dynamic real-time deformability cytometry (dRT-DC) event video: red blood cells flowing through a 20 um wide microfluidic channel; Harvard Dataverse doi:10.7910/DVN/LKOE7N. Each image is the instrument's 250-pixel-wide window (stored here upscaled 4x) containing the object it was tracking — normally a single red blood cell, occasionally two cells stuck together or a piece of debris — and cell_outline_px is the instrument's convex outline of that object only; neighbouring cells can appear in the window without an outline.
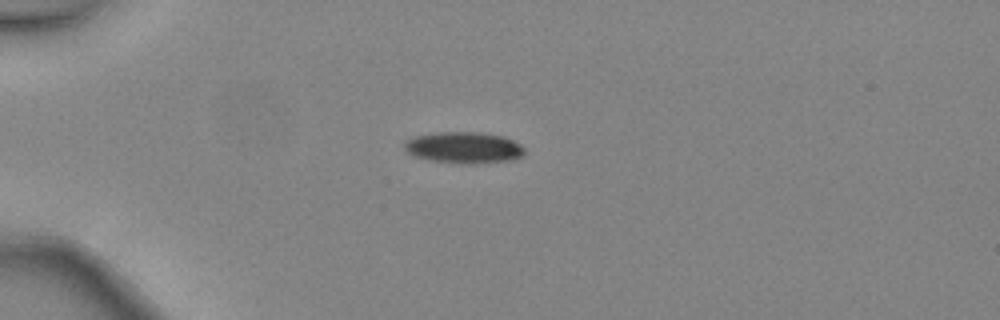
{"species": "common noctule bat (a hibernating species)", "species_latin": "Nyctalus noctula", "temperature_condition": "warm", "stored_images_in_passage": 6, "camera_frame_rate_fps": 3000, "um_per_image_px": 0.085, "animal": {"sex": "female", "body_mass_g": 24.6, "forearm_length_mm": 56.2}, "frame": {"image": 1, "passage_image": 4, "time_ms": 1.0, "image_size_px": [1000, 320], "cell_outline_px": [[524, 156], [512, 160], [476, 164], [460, 164], [428, 160], [416, 156], [408, 152], [404, 148], [404, 144], [408, 140], [416, 136], [436, 132], [480, 132], [504, 136], [520, 144], [524, 148]], "centroid_in_image_um": [39.47, 12.56], "position_along_channel_um": 45.5, "area_um2": 22.14}}
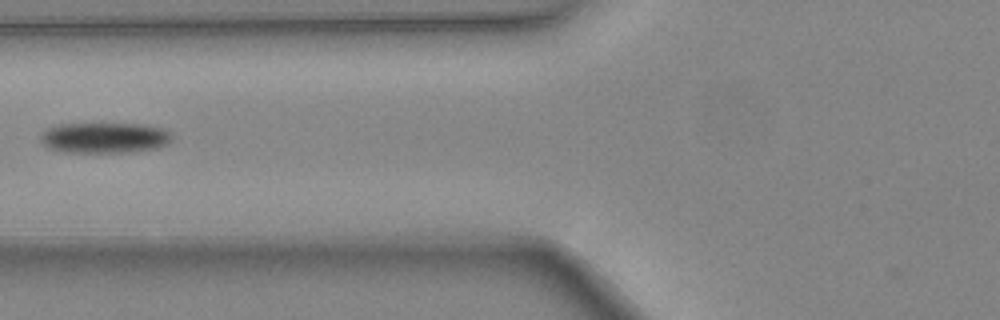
{"frame": {"image": 2, "passage_image": 6, "time_ms": 1.667, "image_size_px": [1000, 320], "cell_outline_px": [[172, 140], [168, 144], [156, 148], [128, 152], [60, 152], [48, 148], [40, 140], [40, 136], [48, 128], [56, 124], [144, 124], [164, 128], [172, 132]], "centroid_in_image_um": [8.91, 11.71], "position_along_channel_um": 116.9, "area_um2": 23.64}}